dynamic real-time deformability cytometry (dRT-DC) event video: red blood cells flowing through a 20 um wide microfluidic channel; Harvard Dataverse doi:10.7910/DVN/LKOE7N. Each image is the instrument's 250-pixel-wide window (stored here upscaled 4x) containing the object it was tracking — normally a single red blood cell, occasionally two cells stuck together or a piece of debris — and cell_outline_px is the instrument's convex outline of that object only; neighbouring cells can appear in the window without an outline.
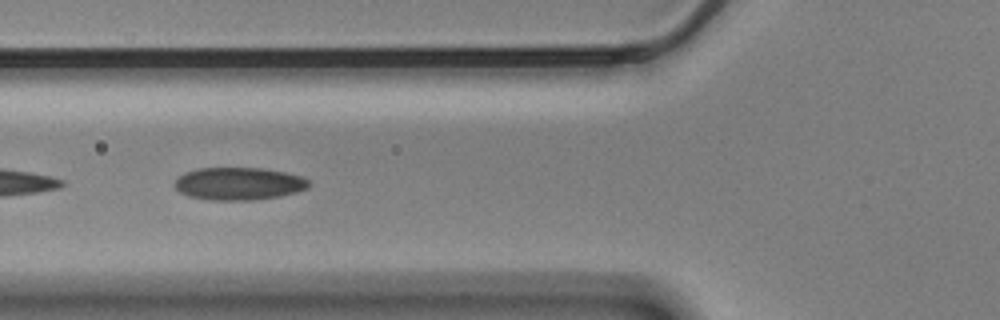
{"species": "Egyptian fruit bat (a non-hibernating species)", "species_latin": "Rousettus aegyptiacus", "temperature_condition": "cold", "stored_images_in_passage": 9, "camera_frame_rate_fps": 3000, "um_per_image_px": 0.085, "animal": {"sex": "male"}, "frame": {"image": 1, "passage_image": 7, "time_ms": 2.0, "image_size_px": [1000, 320], "cell_outline_px": [[312, 184], [308, 188], [296, 192], [280, 196], [252, 200], [212, 200], [188, 196], [180, 192], [172, 184], [176, 176], [184, 172], [196, 168], [260, 168], [284, 172], [300, 176], [308, 180]], "centroid_in_image_um": [20.25, 15.61], "position_along_channel_um": 105.6, "area_um2": 25.72}}